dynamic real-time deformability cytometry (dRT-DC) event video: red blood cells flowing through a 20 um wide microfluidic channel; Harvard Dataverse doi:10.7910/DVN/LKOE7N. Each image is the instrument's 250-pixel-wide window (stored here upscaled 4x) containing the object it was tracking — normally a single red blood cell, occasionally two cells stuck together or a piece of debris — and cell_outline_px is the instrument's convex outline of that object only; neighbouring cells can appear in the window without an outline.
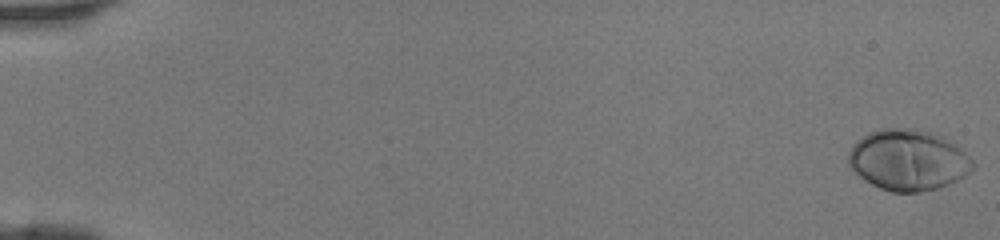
{"species": "human", "species_latin": "Homo sapiens", "temperature_condition": "room temperature", "stored_images_in_passage": 47, "camera_frame_rate_fps": 3000, "um_per_image_px": 0.085, "donor": {"sex": "female"}, "frame": {"image": 1, "passage_image": 1, "time_ms": 0.0, "image_size_px": [1000, 240], "cell_outline_px": [[976, 168], [964, 176], [948, 184], [936, 188], [920, 192], [892, 192], [880, 188], [864, 180], [848, 168], [848, 152], [852, 144], [856, 140], [868, 132], [880, 128], [916, 128], [932, 132], [944, 136], [960, 148], [976, 164]], "centroid_in_image_um": [77.16, 13.59], "position_along_channel_um": 7.8, "area_um2": 44.68}}
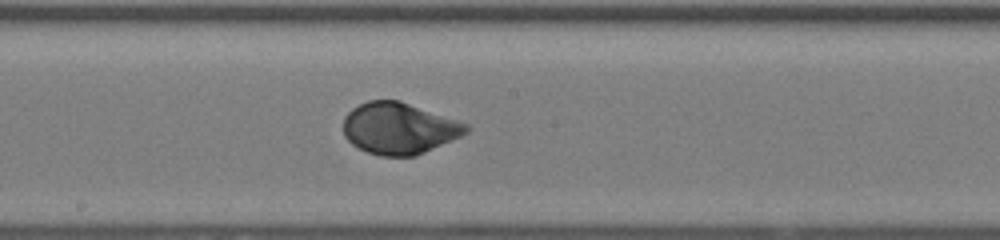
{"frame": {"image": 2, "passage_image": 27, "time_ms": 8.667, "image_size_px": [1000, 240], "cell_outline_px": [[472, 128], [468, 132], [460, 136], [416, 156], [380, 156], [368, 152], [352, 144], [344, 136], [344, 116], [352, 108], [368, 100], [400, 100], [468, 124]], "centroid_in_image_um": [33.92, 10.9], "position_along_channel_um": 214.3, "area_um2": 36.76}}
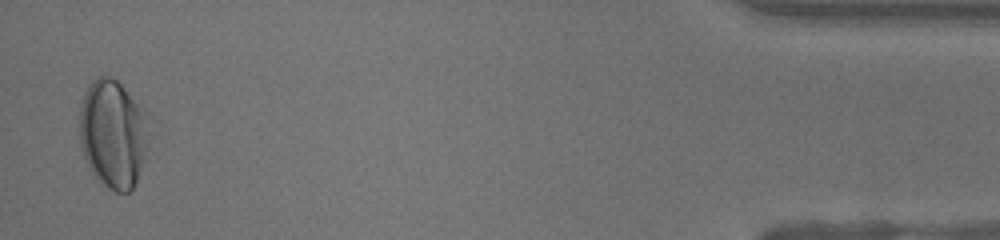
{"frame": {"image": 3, "passage_image": 46, "time_ms": 15.0, "image_size_px": [1000, 240], "cell_outline_px": [[144, 152], [140, 168], [136, 180], [132, 188], [128, 192], [116, 192], [108, 188], [92, 172], [80, 148], [80, 104], [84, 92], [88, 84], [96, 76], [108, 76], [116, 80], [124, 88], [140, 112], [144, 136]], "centroid_in_image_um": [9.47, 11.37], "position_along_channel_um": 425.7, "area_um2": 41.67}}